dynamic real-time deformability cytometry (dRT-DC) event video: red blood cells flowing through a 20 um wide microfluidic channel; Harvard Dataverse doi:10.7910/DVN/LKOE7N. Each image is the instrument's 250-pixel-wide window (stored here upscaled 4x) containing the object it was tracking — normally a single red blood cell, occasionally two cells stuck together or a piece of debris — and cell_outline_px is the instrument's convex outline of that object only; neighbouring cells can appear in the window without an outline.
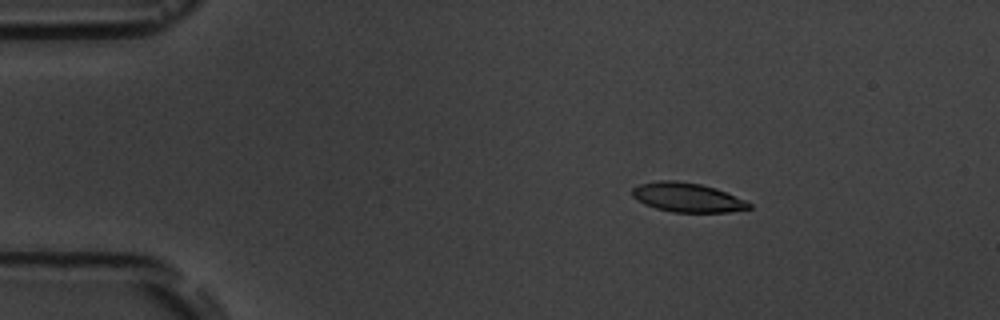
{"species": "common noctule bat (a hibernating species)", "species_latin": "Nyctalus noctula", "temperature_condition": "room temperature", "stored_images_in_passage": 6, "camera_frame_rate_fps": 3000, "um_per_image_px": 0.085, "animal": {"sex": "male", "body_mass_g": 19.5, "forearm_length_mm": 54.6}, "frame": {"image": 1, "passage_image": 3, "time_ms": 2.333, "image_size_px": [1000, 320], "cell_outline_px": [[752, 208], [728, 212], [672, 212], [656, 208], [644, 204], [636, 200], [632, 196], [632, 188], [640, 184], [660, 180], [676, 180], [700, 184], [716, 188], [744, 200], [752, 204]], "centroid_in_image_um": [58.4, 16.78], "position_along_channel_um": 26.6, "area_um2": 19.88}}
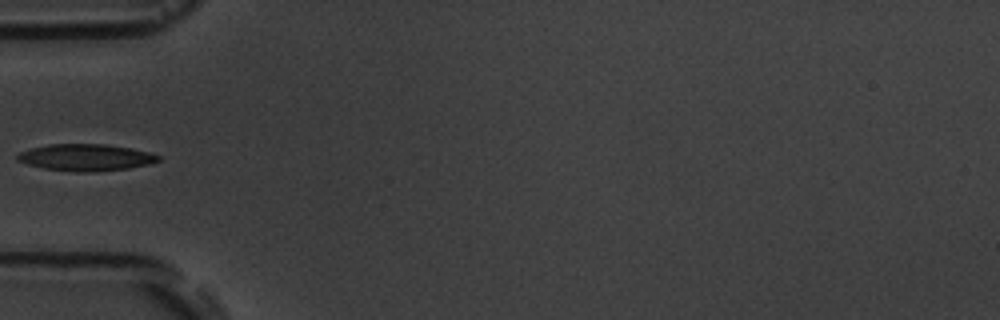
{"frame": {"image": 2, "passage_image": 5, "time_ms": 5.667, "image_size_px": [1000, 320], "cell_outline_px": [[160, 160], [148, 164], [128, 168], [92, 172], [76, 172], [44, 168], [28, 164], [16, 160], [16, 156], [20, 152], [32, 148], [48, 144], [104, 144], [132, 148], [148, 152], [160, 156]], "centroid_in_image_um": [7.28, 13.38], "position_along_channel_um": 77.7, "area_um2": 21.85}}
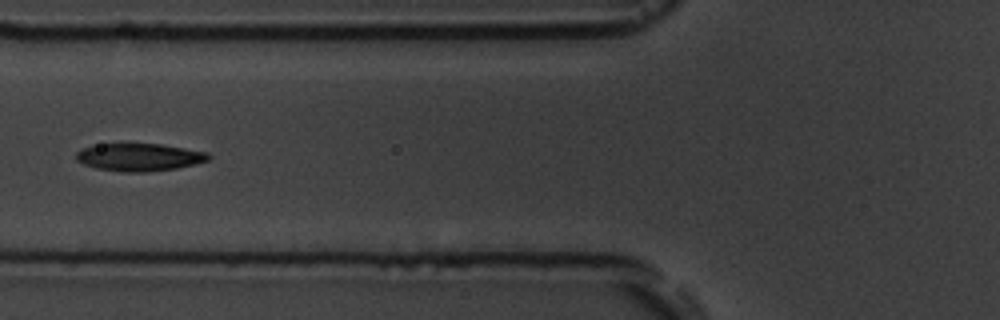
{"frame": {"image": 3, "passage_image": 6, "time_ms": 6.667, "image_size_px": [1000, 320], "cell_outline_px": [[212, 156], [208, 160], [196, 164], [176, 168], [144, 172], [124, 172], [96, 168], [84, 164], [76, 160], [76, 152], [84, 148], [100, 144], [160, 144], [208, 152]], "centroid_in_image_um": [11.86, 13.36], "position_along_channel_um": 113.9, "area_um2": 21.15}}